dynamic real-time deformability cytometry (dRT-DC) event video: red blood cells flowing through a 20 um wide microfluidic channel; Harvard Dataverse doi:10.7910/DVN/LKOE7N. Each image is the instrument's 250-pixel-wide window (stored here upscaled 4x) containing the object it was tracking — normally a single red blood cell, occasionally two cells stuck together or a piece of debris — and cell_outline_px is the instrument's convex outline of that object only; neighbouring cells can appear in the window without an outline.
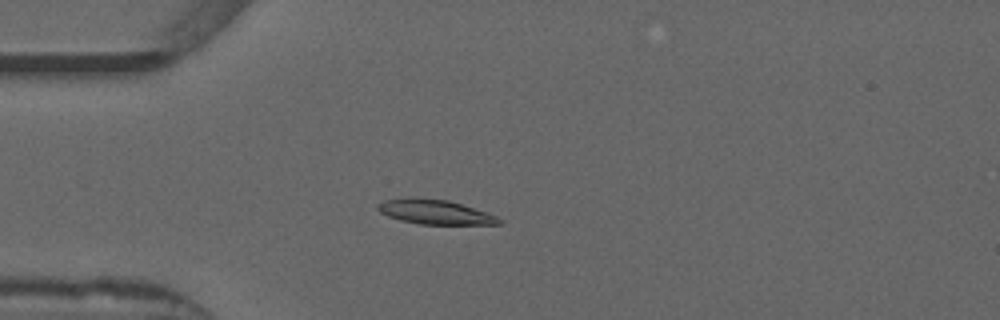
{"species": "common noctule bat (a hibernating species)", "species_latin": "Nyctalus noctula", "temperature_condition": "warm", "stored_images_in_passage": 54, "camera_frame_rate_fps": 3000, "um_per_image_px": 0.085, "animal": {"sex": "male", "forearm_length_mm": 52.5}, "frame": {"image": 1, "passage_image": 15, "time_ms": 4.667, "image_size_px": [1000, 320], "cell_outline_px": [[500, 224], [420, 224], [400, 220], [388, 216], [380, 212], [376, 208], [376, 204], [384, 200], [416, 196], [448, 200], [496, 216], [500, 220]], "centroid_in_image_um": [36.87, 18.0], "position_along_channel_um": 48.1, "area_um2": 17.22}}
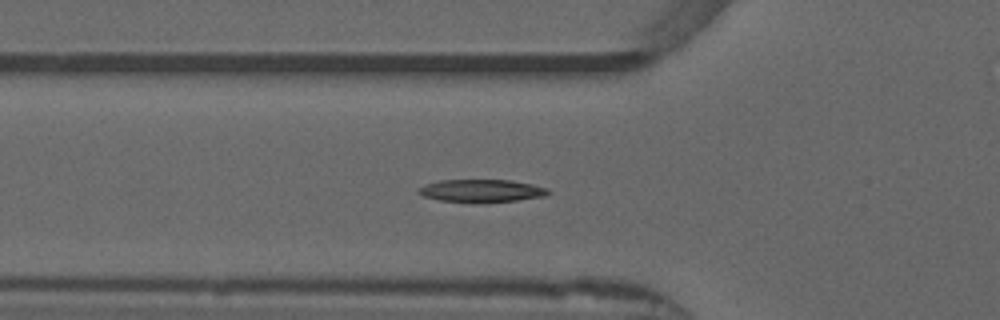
{"frame": {"image": 2, "passage_image": 19, "time_ms": 6.0, "image_size_px": [1000, 320], "cell_outline_px": [[552, 192], [544, 196], [516, 200], [440, 200], [424, 196], [416, 192], [416, 188], [424, 184], [440, 180], [512, 180], [532, 184], [548, 188]], "centroid_in_image_um": [40.92, 16.16], "position_along_channel_um": 84.9, "area_um2": 16.47}}
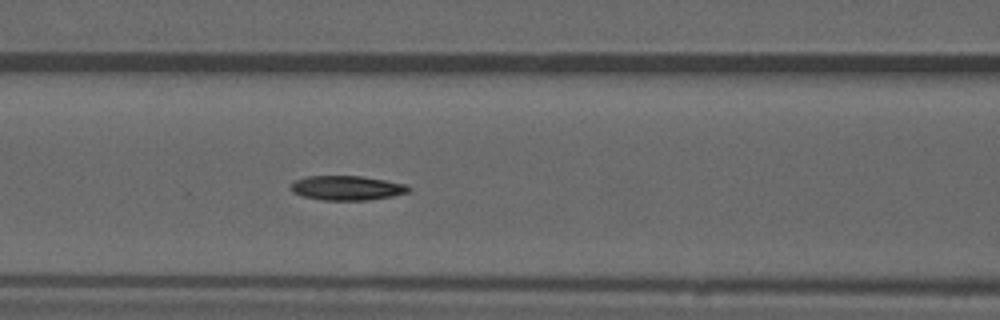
{"frame": {"image": 3, "passage_image": 23, "time_ms": 7.333, "image_size_px": [1000, 320], "cell_outline_px": [[412, 188], [408, 192], [392, 196], [368, 200], [324, 200], [304, 196], [292, 192], [288, 188], [296, 180], [308, 176], [360, 176], [408, 184]], "centroid_in_image_um": [29.51, 15.97], "position_along_channel_um": 137.1, "area_um2": 16.76}, "authors_computed_cell_mechanics": {"area_um2": 16.8487, "velocity_mm_per_s": 3.8752, "shape_relaxation_time_tau1_ms": 8.7155, "shape_relaxation_time_tau2_ms": null, "deformation_change_tau1": 0.2543, "deformation_change_tau2": null}}